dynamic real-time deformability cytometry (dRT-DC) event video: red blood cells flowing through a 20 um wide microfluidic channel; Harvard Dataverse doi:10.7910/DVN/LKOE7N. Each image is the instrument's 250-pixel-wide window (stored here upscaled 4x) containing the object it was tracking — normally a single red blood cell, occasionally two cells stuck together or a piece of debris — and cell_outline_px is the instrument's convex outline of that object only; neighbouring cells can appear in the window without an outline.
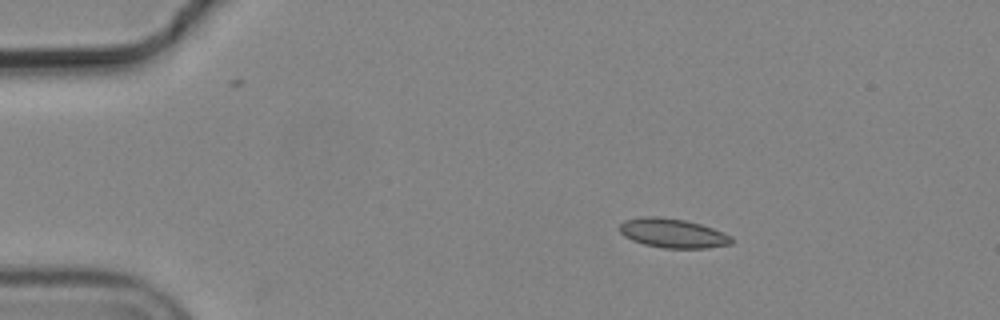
{"species": "common noctule bat (a hibernating species)", "species_latin": "Nyctalus noctula", "temperature_condition": "cold", "stored_images_in_passage": 4, "camera_frame_rate_fps": 3000, "um_per_image_px": 0.085, "animal": {"sex": "male", "body_mass_g": 19.2, "forearm_length_mm": 51.8}, "frame": {"image": 1, "passage_image": 2, "time_ms": 0.333, "image_size_px": [1000, 320], "cell_outline_px": [[732, 244], [708, 248], [664, 248], [644, 244], [632, 240], [624, 236], [620, 232], [620, 224], [624, 220], [644, 216], [656, 216], [684, 220], [700, 224], [724, 232], [732, 236]], "centroid_in_image_um": [57.19, 19.82], "position_along_channel_um": 27.8, "area_um2": 19.07}}